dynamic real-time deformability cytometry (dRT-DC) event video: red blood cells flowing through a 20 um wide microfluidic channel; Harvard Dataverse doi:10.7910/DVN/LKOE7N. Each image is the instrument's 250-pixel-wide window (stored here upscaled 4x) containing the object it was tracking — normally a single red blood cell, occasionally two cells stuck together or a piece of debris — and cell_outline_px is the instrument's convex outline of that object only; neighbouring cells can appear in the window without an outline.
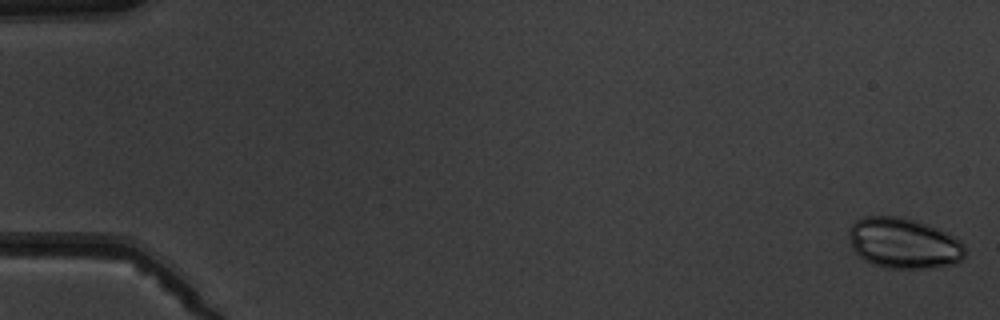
{"species": "common noctule bat (a hibernating species)", "species_latin": "Nyctalus noctula", "temperature_condition": "warm", "stored_images_in_passage": 8, "camera_frame_rate_fps": 3000, "um_per_image_px": 0.085, "animal": {"sex": "male", "body_mass_g": 19.5, "forearm_length_mm": 54.6}, "frame": {"image": 1, "passage_image": 1, "time_ms": 0.0, "image_size_px": [1000, 320], "cell_outline_px": [[964, 256], [956, 264], [936, 268], [884, 268], [872, 264], [864, 260], [852, 248], [848, 236], [848, 228], [856, 220], [864, 216], [900, 216], [916, 220], [928, 224], [948, 232], [960, 240], [964, 244]], "centroid_in_image_um": [76.81, 20.67], "position_along_channel_um": 8.2, "area_um2": 34.8}}
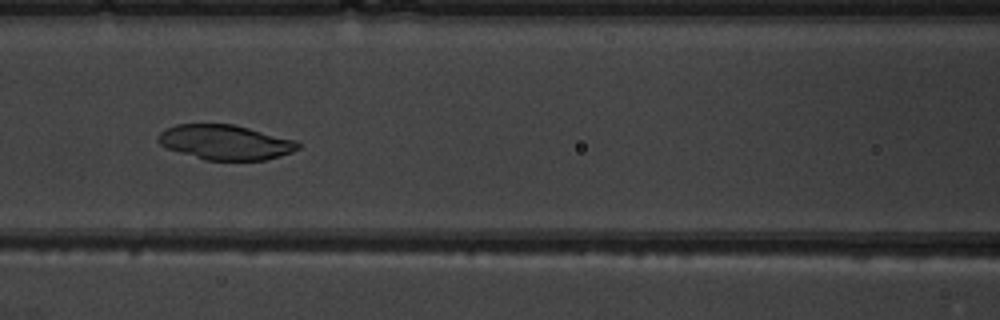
{"frame": {"image": 2, "passage_image": 8, "time_ms": 8.0, "image_size_px": [1000, 320], "cell_outline_px": [[300, 148], [292, 152], [280, 156], [264, 160], [204, 160], [168, 148], [160, 144], [156, 140], [156, 136], [164, 128], [176, 124], [232, 124], [296, 140], [300, 144]], "centroid_in_image_um": [19.13, 12.09], "position_along_channel_um": 147.5, "area_um2": 28.38}}